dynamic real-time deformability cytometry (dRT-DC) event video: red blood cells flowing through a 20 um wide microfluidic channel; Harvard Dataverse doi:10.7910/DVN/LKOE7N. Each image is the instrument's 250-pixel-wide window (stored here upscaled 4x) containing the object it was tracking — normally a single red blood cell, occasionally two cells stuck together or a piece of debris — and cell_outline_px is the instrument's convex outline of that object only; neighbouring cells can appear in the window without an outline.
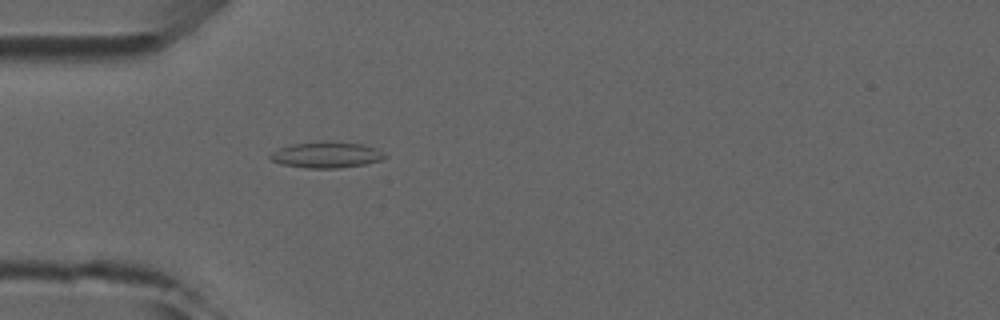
{"species": "common noctule bat (a hibernating species)", "species_latin": "Nyctalus noctula", "temperature_condition": "room temperature", "stored_images_in_passage": 3, "camera_frame_rate_fps": 3000, "um_per_image_px": 0.085, "animal": {"sex": "male", "forearm_length_mm": 52.5}, "frame": {"image": 1, "passage_image": 3, "time_ms": 2.333, "image_size_px": [1000, 320], "cell_outline_px": [[388, 156], [380, 160], [364, 164], [336, 168], [308, 168], [280, 164], [272, 160], [268, 156], [272, 152], [280, 148], [292, 144], [324, 140], [364, 144], [376, 148]], "centroid_in_image_um": [27.74, 13.14], "position_along_channel_um": 57.3, "area_um2": 17.46}}